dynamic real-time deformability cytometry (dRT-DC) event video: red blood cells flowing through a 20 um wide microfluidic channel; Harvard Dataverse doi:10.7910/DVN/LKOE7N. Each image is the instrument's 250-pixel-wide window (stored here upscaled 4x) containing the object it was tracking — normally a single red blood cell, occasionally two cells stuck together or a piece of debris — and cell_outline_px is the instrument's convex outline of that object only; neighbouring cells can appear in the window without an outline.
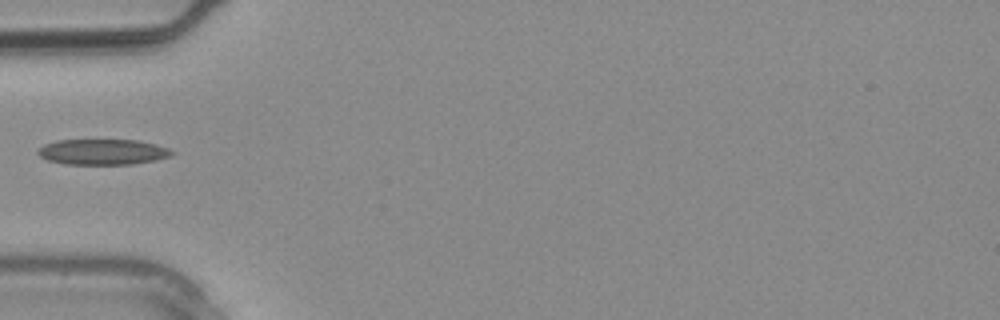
{"species": "common noctule bat (a hibernating species)", "species_latin": "Nyctalus noctula", "temperature_condition": "warm", "stored_images_in_passage": 3, "camera_frame_rate_fps": 3000, "um_per_image_px": 0.085, "animal": {"sex": "male", "body_mass_g": 20.4}, "frame": {"image": 1, "passage_image": 3, "time_ms": 0.667, "image_size_px": [1000, 320], "cell_outline_px": [[176, 152], [172, 156], [156, 160], [132, 164], [64, 164], [48, 160], [40, 156], [36, 152], [44, 144], [56, 140], [140, 140], [156, 144], [168, 148]], "centroid_in_image_um": [8.76, 12.91], "position_along_channel_um": 76.2, "area_um2": 20.11}}